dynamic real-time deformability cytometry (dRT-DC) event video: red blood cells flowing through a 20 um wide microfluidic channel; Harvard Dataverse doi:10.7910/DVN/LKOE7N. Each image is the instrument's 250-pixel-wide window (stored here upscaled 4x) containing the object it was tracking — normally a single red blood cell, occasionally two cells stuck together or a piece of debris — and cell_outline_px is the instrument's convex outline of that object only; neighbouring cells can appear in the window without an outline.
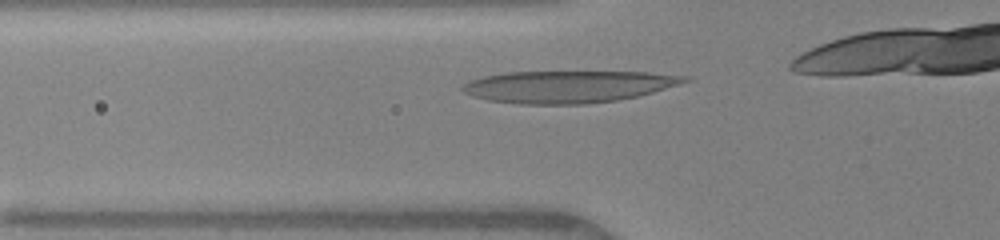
{"species": "human", "species_latin": "Homo sapiens", "temperature_condition": "warm", "stored_images_in_passage": 25, "camera_frame_rate_fps": 3000, "um_per_image_px": 0.085, "donor": {"sex": "female"}, "frame": {"image": 1, "passage_image": 2, "time_ms": 0.333, "image_size_px": [1000, 240], "cell_outline_px": [[692, 80], [680, 84], [652, 92], [636, 96], [616, 100], [584, 104], [520, 104], [488, 100], [472, 96], [464, 92], [460, 88], [468, 80], [484, 76], [504, 72], [648, 72], [692, 76]], "centroid_in_image_um": [48.3, 7.35], "position_along_channel_um": 77.5, "area_um2": 41.56}}
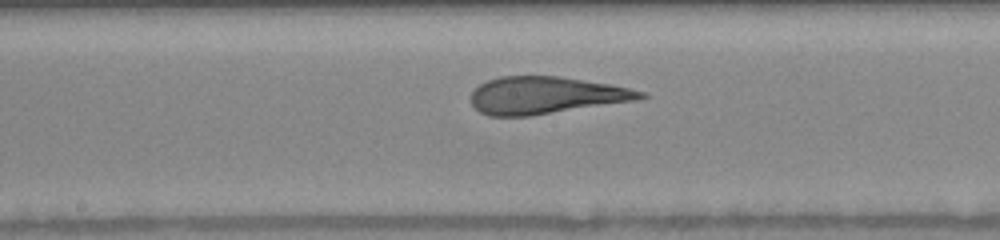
{"frame": {"image": 2, "passage_image": 11, "time_ms": 3.333, "image_size_px": [1000, 240], "cell_outline_px": [[648, 96], [632, 100], [528, 116], [488, 116], [480, 112], [472, 104], [472, 92], [480, 84], [488, 80], [500, 76], [560, 76], [608, 84], [628, 88], [644, 92]], "centroid_in_image_um": [46.32, 8.09], "position_along_channel_um": 201.9, "area_um2": 36.01}}
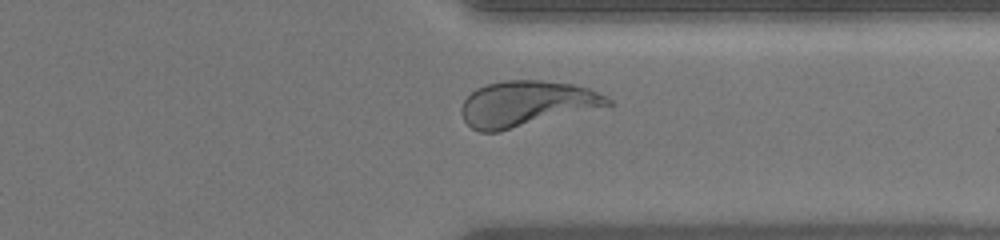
{"frame": {"image": 3, "passage_image": 23, "time_ms": 7.333, "image_size_px": [1000, 240], "cell_outline_px": [[612, 104], [500, 132], [480, 132], [472, 128], [464, 120], [460, 112], [460, 108], [464, 100], [476, 88], [488, 84], [504, 80], [540, 80], [572, 84], [588, 88], [612, 100]], "centroid_in_image_um": [44.68, 8.82], "position_along_channel_um": 366.7, "area_um2": 38.49}}